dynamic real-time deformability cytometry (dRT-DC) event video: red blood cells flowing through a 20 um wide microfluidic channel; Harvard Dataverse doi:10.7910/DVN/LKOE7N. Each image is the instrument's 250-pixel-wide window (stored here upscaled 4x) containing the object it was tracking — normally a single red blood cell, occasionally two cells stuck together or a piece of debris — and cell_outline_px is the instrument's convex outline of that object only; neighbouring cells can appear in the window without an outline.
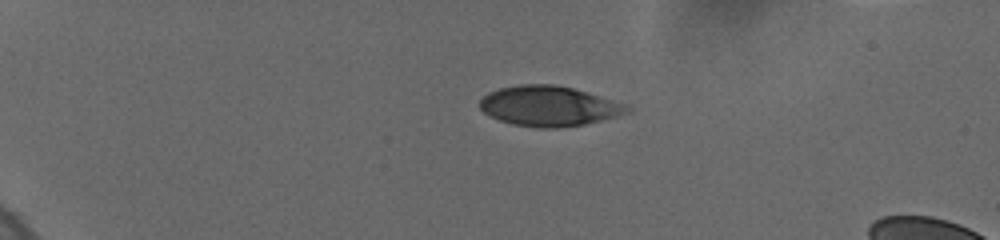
{"species": "human", "species_latin": "Homo sapiens", "temperature_condition": "cold", "stored_images_in_passage": 27, "camera_frame_rate_fps": 3000, "um_per_image_px": 0.085, "donor": {"sex": "female"}, "frame": {"image": 1, "passage_image": 1, "time_ms": 0.0, "image_size_px": [1000, 240], "cell_outline_px": [[632, 108], [628, 112], [616, 116], [584, 124], [556, 128], [536, 128], [512, 124], [500, 120], [484, 112], [480, 108], [480, 100], [488, 92], [500, 88], [520, 84], [552, 84], [572, 88], [628, 104]], "centroid_in_image_um": [46.66, 9.01], "position_along_channel_um": 38.3, "area_um2": 34.28}}
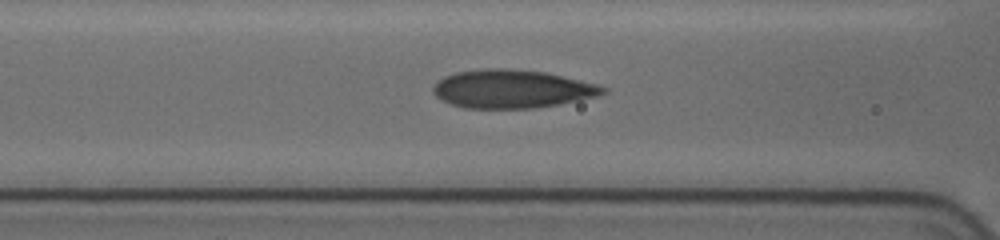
{"frame": {"image": 2, "passage_image": 19, "time_ms": 4.333, "image_size_px": [1000, 240], "cell_outline_px": [[608, 92], [596, 96], [560, 104], [536, 108], [464, 108], [452, 104], [436, 96], [432, 92], [432, 88], [444, 76], [456, 72], [484, 68], [504, 68], [544, 72], [600, 84], [608, 88]], "centroid_in_image_um": [43.55, 7.56], "position_along_channel_um": 123.0, "area_um2": 37.92}}
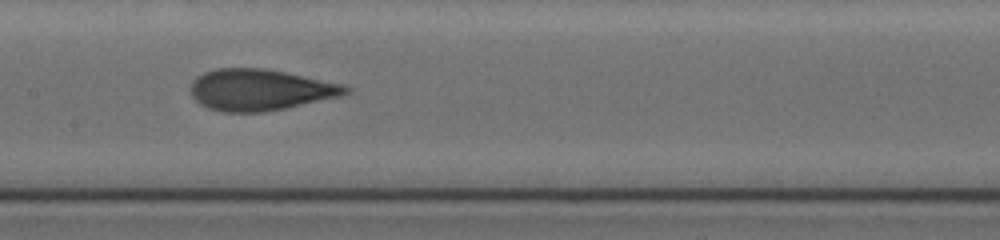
{"frame": {"image": 3, "passage_image": 26, "time_ms": 6.0, "image_size_px": [1000, 240], "cell_outline_px": [[352, 92], [344, 96], [264, 112], [220, 112], [208, 108], [200, 104], [192, 96], [192, 80], [196, 76], [204, 72], [216, 68], [264, 68], [344, 84], [352, 88]], "centroid_in_image_um": [22.14, 7.64], "position_along_channel_um": 185.3, "area_um2": 37.51}}